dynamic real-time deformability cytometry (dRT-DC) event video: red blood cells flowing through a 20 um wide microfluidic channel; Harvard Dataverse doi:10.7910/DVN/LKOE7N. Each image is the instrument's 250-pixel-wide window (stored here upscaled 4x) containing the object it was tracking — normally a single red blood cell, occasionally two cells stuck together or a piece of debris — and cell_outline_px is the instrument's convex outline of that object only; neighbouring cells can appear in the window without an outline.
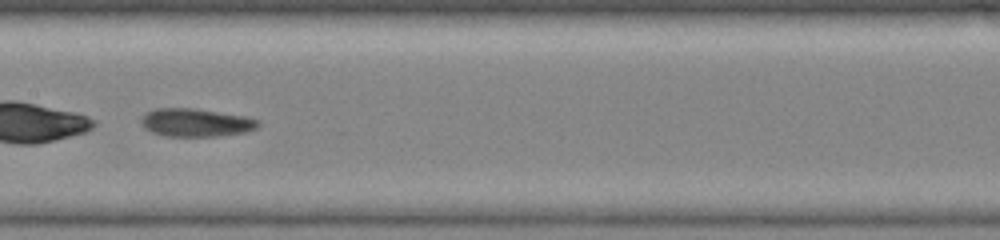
{"species": "common noctule bat (a hibernating species)", "species_latin": "Nyctalus noctula", "temperature_condition": "warm", "stored_images_in_passage": 33, "camera_frame_rate_fps": 3000, "um_per_image_px": 0.085, "animal": {"sex": "female", "body_mass_g": 19.0, "forearm_length_mm": 51.5}, "frame": {"image": 1, "passage_image": 18, "time_ms": 5.667, "image_size_px": [1000, 240], "cell_outline_px": [[260, 124], [256, 128], [248, 132], [220, 136], [164, 136], [152, 132], [144, 128], [140, 120], [140, 116], [144, 112], [156, 108], [196, 108], [248, 116], [260, 120]], "centroid_in_image_um": [16.66, 10.41], "position_along_channel_um": 190.7, "area_um2": 19.65}}
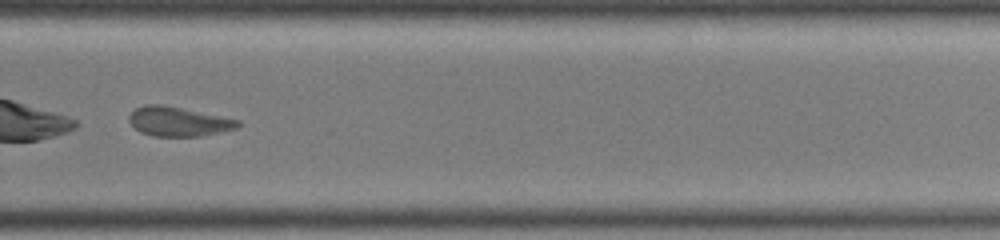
{"frame": {"image": 2, "passage_image": 25, "time_ms": 8.0, "image_size_px": [1000, 240], "cell_outline_px": [[240, 124], [236, 128], [220, 132], [200, 136], [152, 136], [140, 132], [128, 120], [128, 116], [136, 108], [144, 104], [160, 104], [240, 120]], "centroid_in_image_um": [15.13, 10.33], "position_along_channel_um": 314.7, "area_um2": 18.38}}